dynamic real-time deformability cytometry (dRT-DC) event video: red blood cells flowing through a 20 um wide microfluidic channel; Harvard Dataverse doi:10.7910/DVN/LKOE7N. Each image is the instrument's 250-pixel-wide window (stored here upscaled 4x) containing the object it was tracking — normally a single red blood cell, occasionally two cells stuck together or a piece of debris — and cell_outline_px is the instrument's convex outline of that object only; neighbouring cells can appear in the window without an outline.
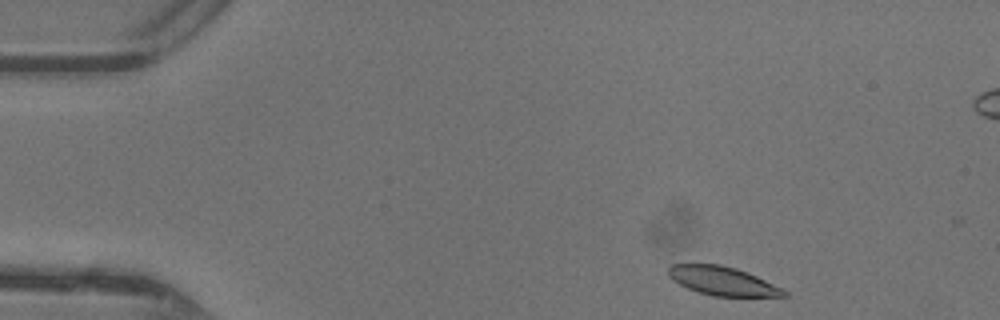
{"species": "common noctule bat (a hibernating species)", "species_latin": "Nyctalus noctula", "temperature_condition": "warm", "stored_images_in_passage": 11, "camera_frame_rate_fps": 3000, "um_per_image_px": 0.085, "animal": {"sex": "female"}, "frame": {"image": 1, "passage_image": 2, "time_ms": 0.333, "image_size_px": [1000, 320], "cell_outline_px": [[788, 296], [712, 296], [688, 288], [672, 280], [668, 276], [668, 264], [720, 264], [736, 268], [756, 276], [784, 288], [788, 292]], "centroid_in_image_um": [61.42, 23.87], "position_along_channel_um": 23.6, "area_um2": 19.36}}